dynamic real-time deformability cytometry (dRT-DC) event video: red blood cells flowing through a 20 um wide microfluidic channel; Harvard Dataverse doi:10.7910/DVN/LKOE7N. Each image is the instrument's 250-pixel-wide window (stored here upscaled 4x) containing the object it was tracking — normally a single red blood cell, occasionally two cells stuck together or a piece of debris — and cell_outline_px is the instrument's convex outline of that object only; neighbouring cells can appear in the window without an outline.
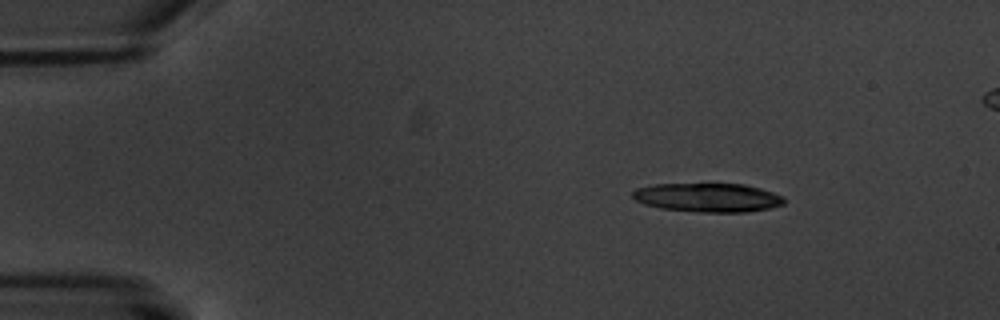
{"species": "common noctule bat (a hibernating species)", "species_latin": "Nyctalus noctula", "temperature_condition": "warm", "stored_images_in_passage": 5, "camera_frame_rate_fps": 3000, "um_per_image_px": 0.085, "animal": {"sex": "male", "body_mass_g": 20.1, "forearm_length_mm": 53.5}, "frame": {"image": 1, "passage_image": 1, "time_ms": 0.0, "image_size_px": [1000, 320], "cell_outline_px": [[784, 204], [772, 208], [748, 212], [700, 212], [660, 208], [644, 204], [636, 200], [632, 196], [632, 192], [636, 188], [656, 184], [744, 184], [760, 188], [784, 196]], "centroid_in_image_um": [60.19, 16.79], "position_along_channel_um": 24.8, "area_um2": 25.55}}